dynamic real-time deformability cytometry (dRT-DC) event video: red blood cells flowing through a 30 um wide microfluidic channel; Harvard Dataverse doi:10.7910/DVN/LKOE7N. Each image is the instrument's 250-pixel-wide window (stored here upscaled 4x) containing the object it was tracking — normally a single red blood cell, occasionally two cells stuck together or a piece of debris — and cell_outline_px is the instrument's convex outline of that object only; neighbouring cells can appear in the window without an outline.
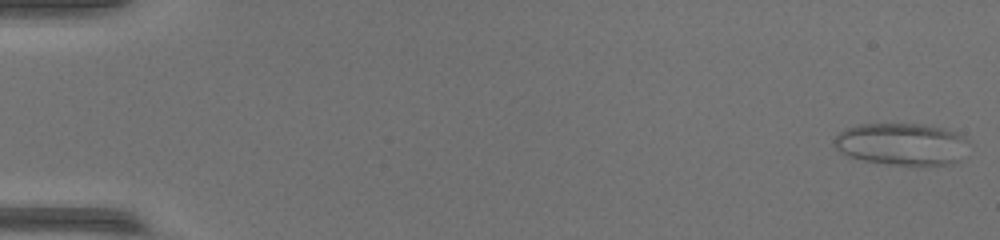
{"species": "common noctule bat (a hibernating species)", "species_latin": "Nyctalus noctula", "temperature_condition": "warm", "stored_images_in_passage": 52, "camera_frame_rate_fps": 3000, "um_per_image_px": 0.085, "animal": {"sex": "female", "body_mass_g": 17.0, "forearm_length_mm": 48.0}, "frame": {"image": 1, "passage_image": 1, "time_ms": 0.0, "image_size_px": [1000, 240], "cell_outline_px": [[968, 140], [960, 160], [952, 164], [888, 164], [864, 160], [848, 156], [840, 152], [832, 144], [832, 140], [844, 128], [860, 124], [924, 124], [956, 132]], "centroid_in_image_um": [76.59, 12.23], "position_along_channel_um": 8.4, "area_um2": 32.77}}
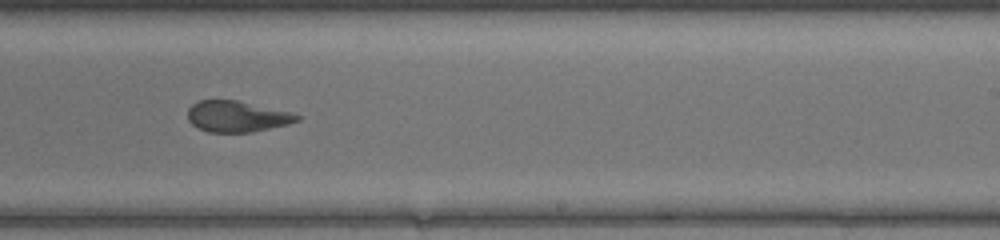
{"frame": {"image": 2, "passage_image": 33, "time_ms": 10.667, "image_size_px": [1000, 240], "cell_outline_px": [[300, 120], [288, 124], [252, 132], [208, 132], [196, 128], [188, 120], [188, 108], [196, 100], [236, 100], [288, 112], [300, 116]], "centroid_in_image_um": [20.07, 9.9], "position_along_channel_um": 268.9, "area_um2": 19.65}}
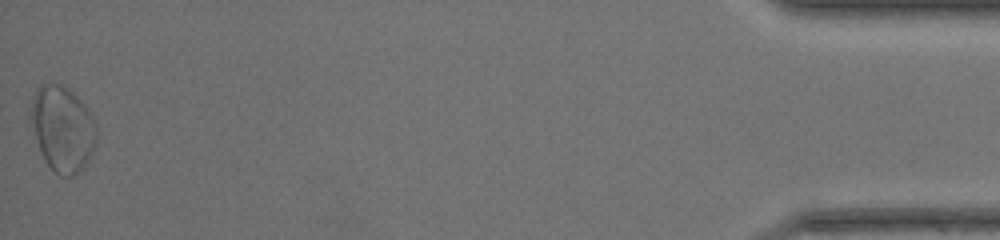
{"frame": {"image": 3, "passage_image": 52, "time_ms": 17.0, "image_size_px": [1000, 240], "cell_outline_px": [[96, 140], [92, 152], [84, 168], [76, 176], [60, 176], [48, 164], [40, 148], [36, 136], [32, 116], [32, 96], [36, 88], [40, 84], [60, 84], [68, 88], [84, 104], [92, 116], [96, 128]], "centroid_in_image_um": [5.35, 10.94], "position_along_channel_um": 429.9, "area_um2": 32.02}}